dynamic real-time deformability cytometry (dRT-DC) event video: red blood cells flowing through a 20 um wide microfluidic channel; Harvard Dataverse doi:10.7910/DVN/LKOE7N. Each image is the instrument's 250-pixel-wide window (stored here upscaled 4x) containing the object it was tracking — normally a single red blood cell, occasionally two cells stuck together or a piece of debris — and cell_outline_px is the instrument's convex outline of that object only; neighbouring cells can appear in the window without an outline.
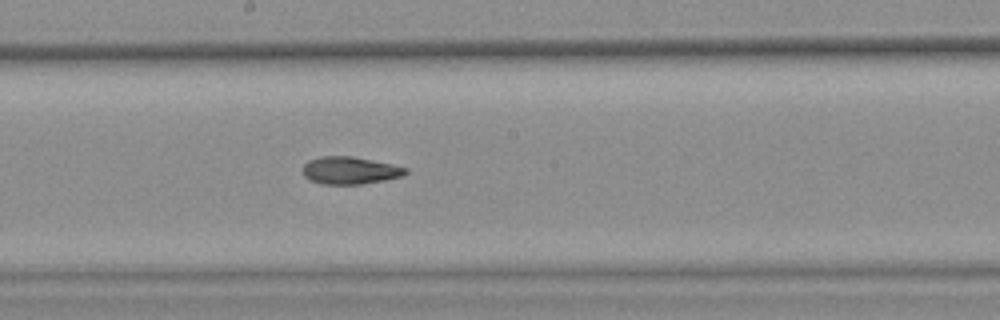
{"species": "common noctule bat (a hibernating species)", "species_latin": "Nyctalus noctula", "temperature_condition": "warm", "stored_images_in_passage": 8, "camera_frame_rate_fps": 3000, "um_per_image_px": 0.085, "animal": {"sex": "female", "body_mass_g": 25.1}, "frame": {"image": 1, "passage_image": 8, "time_ms": 2.333, "image_size_px": [1000, 320], "cell_outline_px": [[408, 172], [404, 176], [384, 180], [360, 184], [320, 184], [308, 180], [304, 176], [300, 168], [308, 160], [320, 156], [352, 156], [392, 164], [408, 168]], "centroid_in_image_um": [29.7, 14.49], "position_along_channel_um": 218.5, "area_um2": 16.7}}